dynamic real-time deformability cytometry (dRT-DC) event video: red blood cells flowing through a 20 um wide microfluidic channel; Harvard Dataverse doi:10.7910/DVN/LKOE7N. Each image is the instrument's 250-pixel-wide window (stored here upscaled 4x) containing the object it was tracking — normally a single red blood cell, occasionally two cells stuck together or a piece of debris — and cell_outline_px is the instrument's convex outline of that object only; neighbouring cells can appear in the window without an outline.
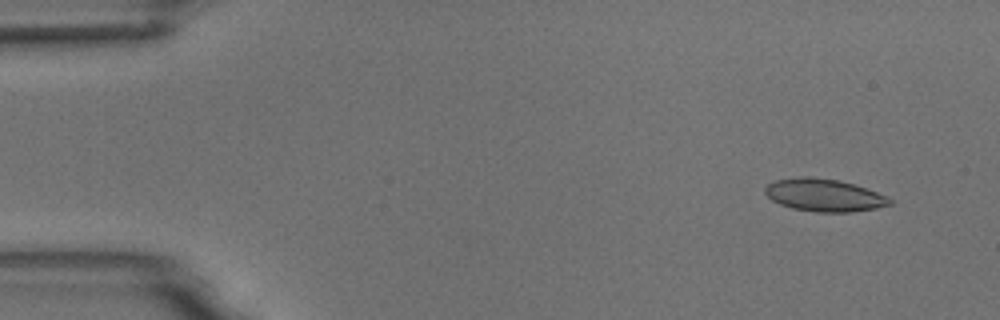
{"species": "common noctule bat (a hibernating species)", "species_latin": "Nyctalus noctula", "temperature_condition": "room temperature", "stored_images_in_passage": 51, "camera_frame_rate_fps": 3000, "um_per_image_px": 0.085, "animal": {"sex": "male", "body_mass_g": 18.8}, "frame": {"image": 1, "passage_image": 1, "time_ms": 0.0, "image_size_px": [1000, 320], "cell_outline_px": [[892, 204], [876, 208], [852, 212], [816, 212], [792, 208], [780, 204], [772, 200], [764, 192], [764, 188], [768, 184], [776, 180], [804, 176], [812, 176], [836, 180], [852, 184], [888, 196], [892, 200]], "centroid_in_image_um": [70.04, 16.59], "position_along_channel_um": 15.0, "area_um2": 23.52}}
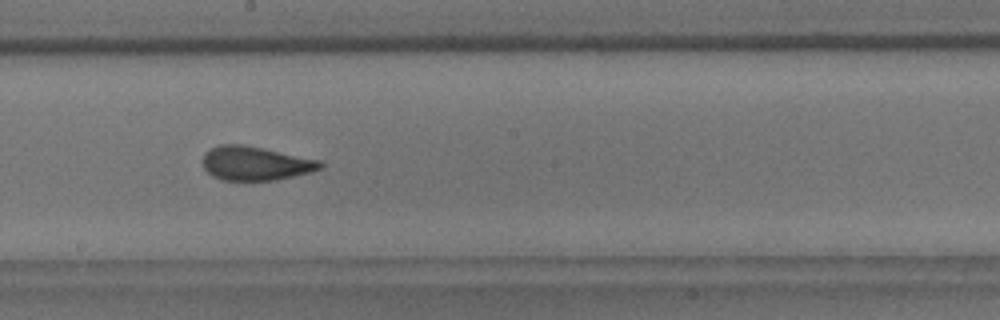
{"frame": {"image": 2, "passage_image": 27, "time_ms": 8.667, "image_size_px": [1000, 320], "cell_outline_px": [[324, 168], [312, 172], [276, 180], [224, 180], [212, 176], [204, 168], [204, 152], [220, 144], [244, 144], [324, 160]], "centroid_in_image_um": [21.8, 13.88], "position_along_channel_um": 226.4, "area_um2": 23.58}}
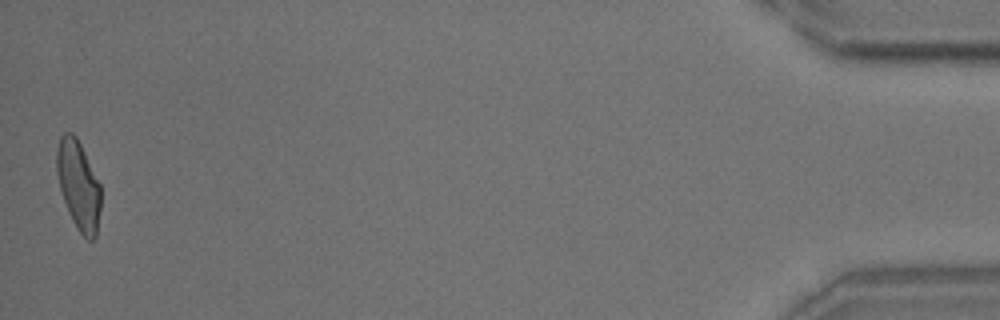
{"frame": {"image": 3, "passage_image": 51, "time_ms": 16.667, "image_size_px": [1000, 320], "cell_outline_px": [[100, 208], [96, 236], [92, 240], [88, 240], [76, 228], [68, 212], [60, 188], [56, 172], [56, 148], [60, 136], [64, 132], [72, 132], [76, 136], [100, 184]], "centroid_in_image_um": [6.65, 15.73], "position_along_channel_um": 428.6, "area_um2": 22.77}, "authors_computed_cell_mechanics": {"area_um2": 23.3512, "velocity_mm_per_s": 3.6818, "shape_relaxation_time_tau1_ms": null, "shape_relaxation_time_tau2_ms": 1.4521, "deformation_change_tau1": null, "deformation_change_tau2": 0.068}}